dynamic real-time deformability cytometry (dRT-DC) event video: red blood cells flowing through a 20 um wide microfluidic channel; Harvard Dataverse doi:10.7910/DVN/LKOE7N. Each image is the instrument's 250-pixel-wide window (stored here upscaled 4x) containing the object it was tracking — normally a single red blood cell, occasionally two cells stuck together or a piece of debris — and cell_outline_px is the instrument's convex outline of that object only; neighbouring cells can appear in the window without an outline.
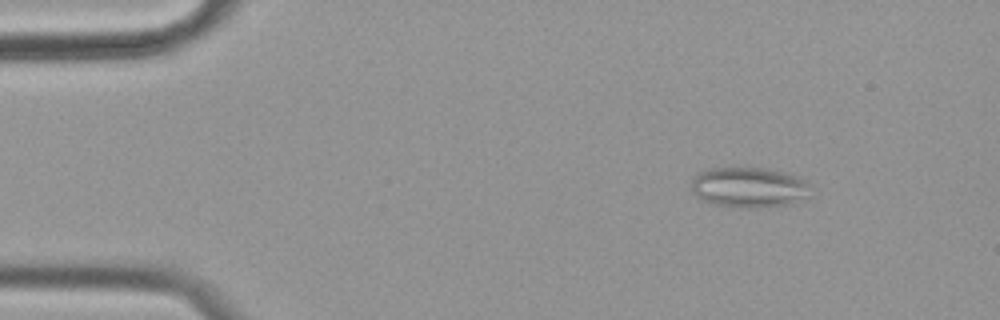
{"species": "common noctule bat (a hibernating species)", "species_latin": "Nyctalus noctula", "temperature_condition": "cold", "stored_images_in_passage": 54, "camera_frame_rate_fps": 3000, "um_per_image_px": 0.085, "animal": {"sex": "female", "body_mass_g": 19.9}, "frame": {"image": 1, "passage_image": 4, "time_ms": 1.0, "image_size_px": [1000, 320], "cell_outline_px": [[808, 196], [804, 200], [792, 204], [760, 208], [740, 208], [716, 204], [700, 200], [692, 192], [692, 180], [700, 172], [708, 168], [768, 168], [784, 172], [796, 176], [804, 180], [808, 184]], "centroid_in_image_um": [63.66, 15.94], "position_along_channel_um": 21.3, "area_um2": 28.21}}
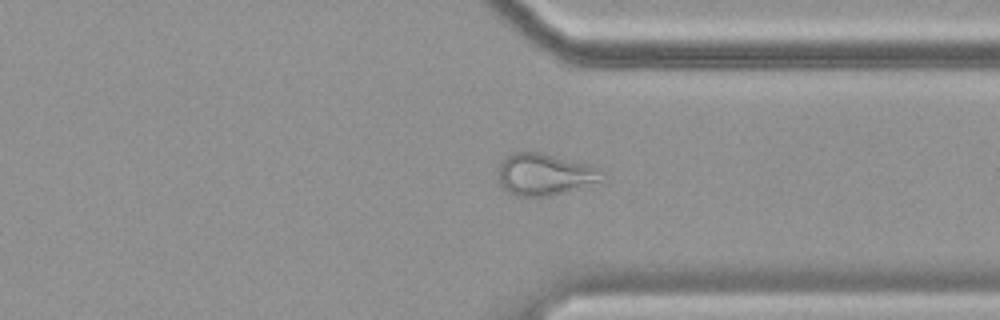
{"frame": {"image": 2, "passage_image": 40, "time_ms": 13.0, "image_size_px": [1000, 320], "cell_outline_px": [[608, 180], [552, 196], [516, 196], [500, 188], [496, 168], [500, 160], [504, 156], [512, 152], [540, 152], [592, 164], [600, 168]], "centroid_in_image_um": [46.3, 14.82], "position_along_channel_um": 365.1, "area_um2": 26.41}}
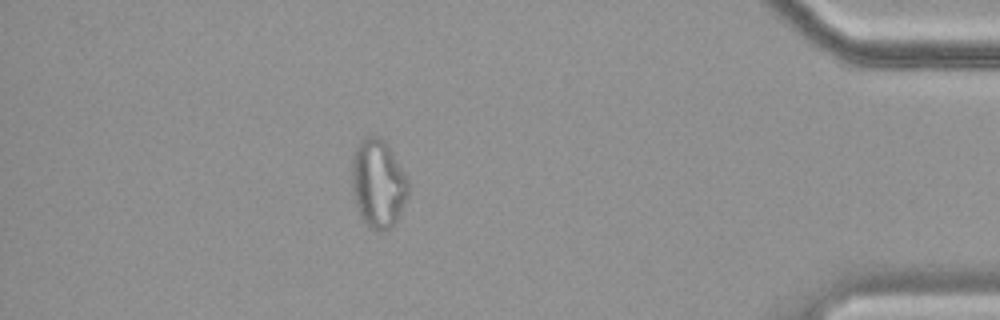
{"frame": {"image": 3, "passage_image": 47, "time_ms": 15.333, "image_size_px": [1000, 320], "cell_outline_px": [[408, 196], [396, 220], [384, 232], [380, 232], [368, 228], [360, 216], [352, 192], [352, 160], [356, 144], [364, 136], [380, 136], [388, 144], [404, 172], [408, 180]], "centroid_in_image_um": [32.12, 15.58], "position_along_channel_um": 403.1, "area_um2": 29.25}, "authors_computed_cell_mechanics": {"area_um2": 27.0504, "velocity_mm_per_s": 3.5036, "shape_relaxation_time_tau1_ms": null, "shape_relaxation_time_tau2_ms": 3.416, "deformation_change_tau1": null, "deformation_change_tau2": 0.1105}}